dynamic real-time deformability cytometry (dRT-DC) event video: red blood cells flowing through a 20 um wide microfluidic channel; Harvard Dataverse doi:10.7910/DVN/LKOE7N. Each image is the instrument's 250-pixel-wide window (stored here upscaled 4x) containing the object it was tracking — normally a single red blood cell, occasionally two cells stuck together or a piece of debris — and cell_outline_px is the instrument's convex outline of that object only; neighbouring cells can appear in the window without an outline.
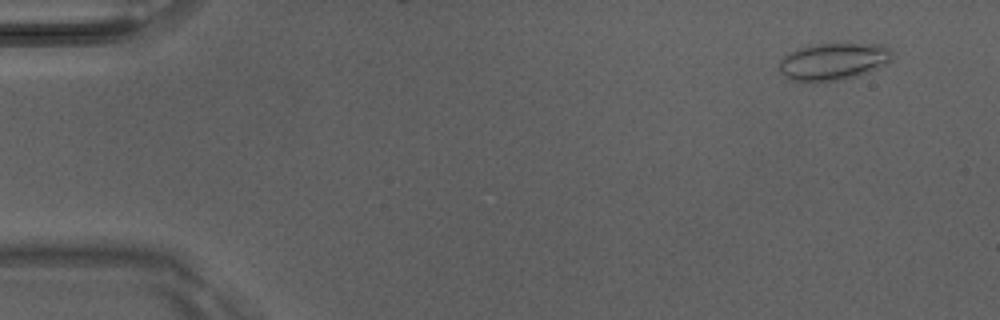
{"species": "Egyptian fruit bat (a non-hibernating species)", "species_latin": "Rousettus aegyptiacus", "temperature_condition": "room temperature", "stored_images_in_passage": 2, "camera_frame_rate_fps": 3000, "um_per_image_px": 0.085, "animal": {"sex": "male"}, "frame": {"image": 1, "passage_image": 1, "time_ms": 0.0, "image_size_px": [1000, 320], "cell_outline_px": [[892, 60], [888, 64], [868, 72], [856, 76], [840, 80], [812, 84], [792, 80], [784, 76], [780, 72], [780, 60], [788, 52], [796, 48], [812, 44], [880, 44], [888, 48], [892, 52]], "centroid_in_image_um": [70.8, 5.25], "position_along_channel_um": 14.2, "area_um2": 24.97}}